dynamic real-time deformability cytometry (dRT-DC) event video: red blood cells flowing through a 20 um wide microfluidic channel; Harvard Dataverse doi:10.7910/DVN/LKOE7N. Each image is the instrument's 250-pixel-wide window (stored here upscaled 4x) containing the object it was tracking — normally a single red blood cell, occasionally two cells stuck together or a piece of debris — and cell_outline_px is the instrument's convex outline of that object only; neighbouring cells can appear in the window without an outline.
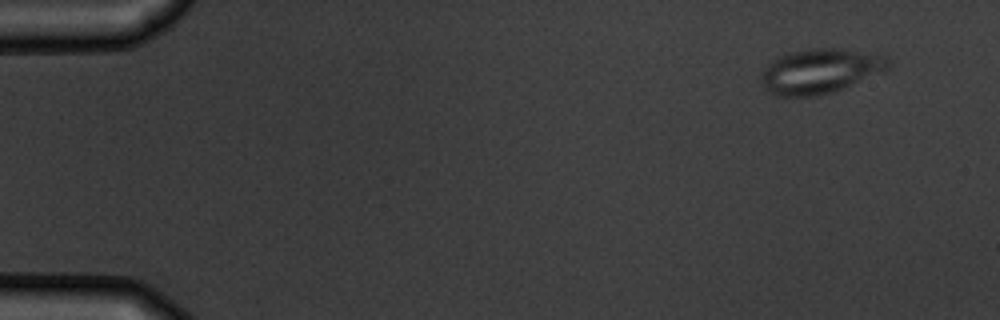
{"species": "common noctule bat (a hibernating species)", "species_latin": "Nyctalus noctula", "temperature_condition": "warm", "stored_images_in_passage": 5, "camera_frame_rate_fps": 3000, "um_per_image_px": 0.085, "animal": {"sex": "male", "body_mass_g": 19.5, "forearm_length_mm": 54.6}, "frame": {"image": 1, "passage_image": 1, "time_ms": 0.0, "image_size_px": [1000, 320], "cell_outline_px": [[892, 64], [888, 72], [832, 92], [820, 96], [776, 96], [768, 92], [764, 88], [760, 80], [760, 72], [772, 60], [788, 52], [812, 48], [840, 48], [888, 56]], "centroid_in_image_um": [69.76, 6.05], "position_along_channel_um": 15.2, "area_um2": 33.93}}